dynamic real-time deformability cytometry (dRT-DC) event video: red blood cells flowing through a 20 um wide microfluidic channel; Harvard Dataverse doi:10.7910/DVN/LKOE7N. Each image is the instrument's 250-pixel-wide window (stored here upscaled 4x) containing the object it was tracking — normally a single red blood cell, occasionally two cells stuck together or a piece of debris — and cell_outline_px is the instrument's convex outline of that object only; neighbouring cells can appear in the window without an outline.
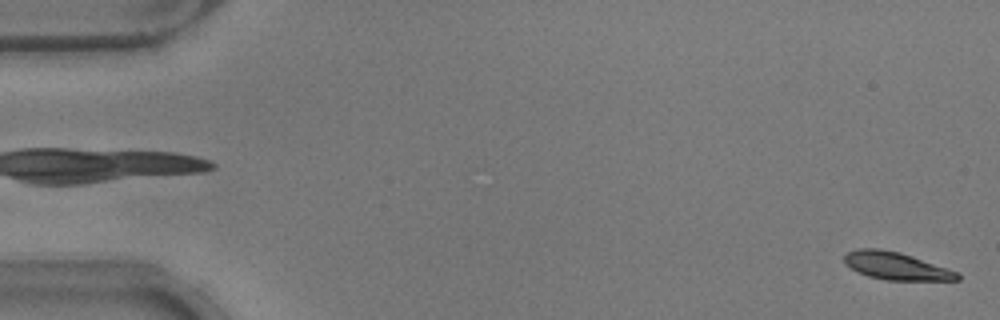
{"species": "common noctule bat (a hibernating species)", "species_latin": "Nyctalus noctula", "temperature_condition": "warm", "stored_images_in_passage": 15, "camera_frame_rate_fps": 3000, "um_per_image_px": 0.085, "animal": {"sex": "male", "body_mass_g": 17.9}, "frame": {"image": 1, "passage_image": 1, "time_ms": 0.0, "image_size_px": [1000, 320], "cell_outline_px": [[960, 280], [884, 280], [868, 276], [856, 272], [844, 264], [844, 256], [848, 252], [856, 248], [880, 248], [900, 252], [912, 256], [956, 272], [960, 276]], "centroid_in_image_um": [76.08, 22.6], "position_along_channel_um": 8.9, "area_um2": 18.09}}
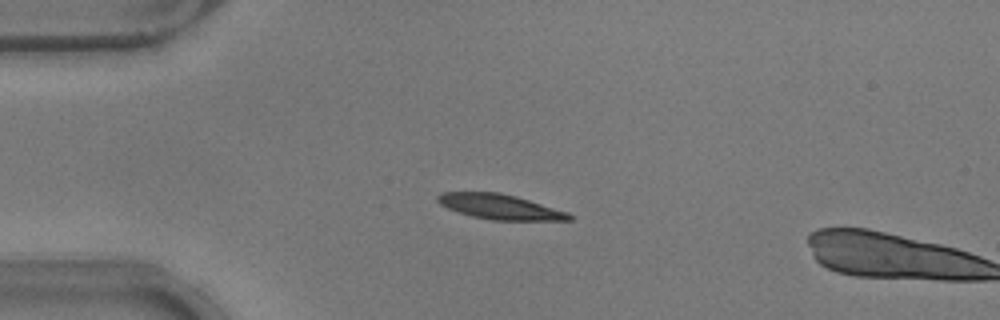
{"frame": {"image": 2, "passage_image": 13, "time_ms": 4.0, "image_size_px": [1000, 320], "cell_outline_px": [[576, 216], [572, 220], [492, 220], [472, 216], [448, 208], [440, 204], [436, 200], [436, 196], [440, 192], [500, 192], [516, 196], [568, 212]], "centroid_in_image_um": [42.51, 17.57], "position_along_channel_um": 42.5, "area_um2": 19.19}}